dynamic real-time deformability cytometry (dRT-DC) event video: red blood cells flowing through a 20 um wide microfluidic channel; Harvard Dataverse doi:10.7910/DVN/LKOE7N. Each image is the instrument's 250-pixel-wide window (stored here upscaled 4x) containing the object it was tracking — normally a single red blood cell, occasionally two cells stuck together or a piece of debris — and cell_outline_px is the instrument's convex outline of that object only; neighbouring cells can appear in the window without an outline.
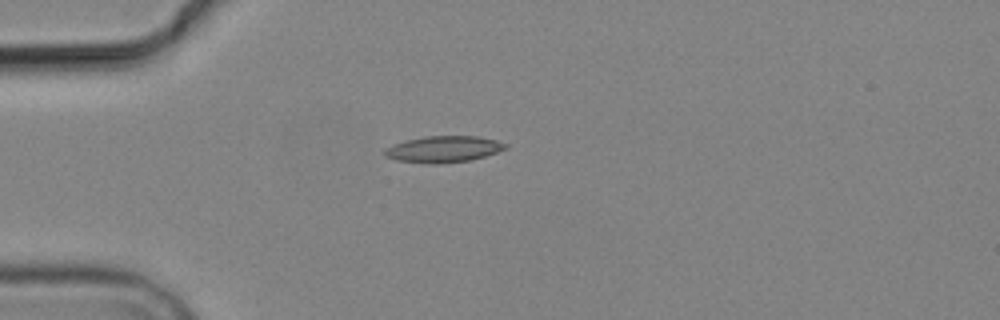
{"species": "common noctule bat (a hibernating species)", "species_latin": "Nyctalus noctula", "temperature_condition": "cold", "stored_images_in_passage": 4, "camera_frame_rate_fps": 3000, "um_per_image_px": 0.085, "animal": {"sex": "male", "body_mass_g": 19.2, "forearm_length_mm": 51.8}, "frame": {"image": 1, "passage_image": 4, "time_ms": 4.333, "image_size_px": [1000, 320], "cell_outline_px": [[508, 148], [472, 160], [436, 164], [424, 164], [396, 160], [384, 156], [384, 148], [392, 144], [424, 136], [476, 136], [496, 140], [508, 144]], "centroid_in_image_um": [37.67, 12.69], "position_along_channel_um": 47.3, "area_um2": 18.73}}